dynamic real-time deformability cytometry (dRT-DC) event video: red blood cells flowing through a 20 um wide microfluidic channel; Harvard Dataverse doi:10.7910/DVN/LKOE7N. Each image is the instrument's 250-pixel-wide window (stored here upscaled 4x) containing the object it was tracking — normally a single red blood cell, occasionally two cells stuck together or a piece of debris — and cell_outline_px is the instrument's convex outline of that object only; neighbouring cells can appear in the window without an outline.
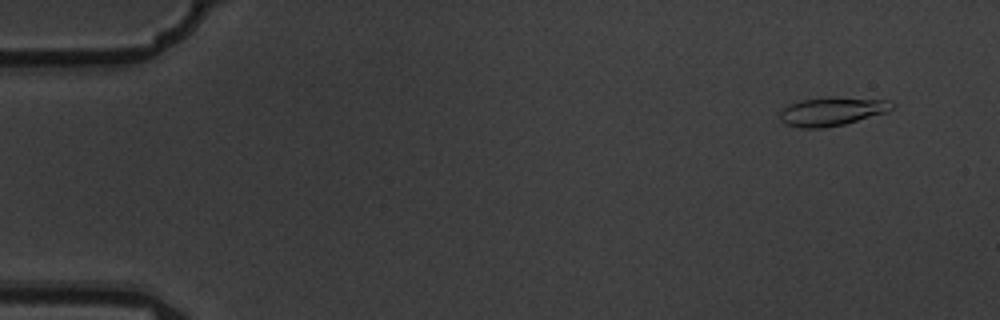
{"species": "common noctule bat (a hibernating species)", "species_latin": "Nyctalus noctula", "temperature_condition": "warm", "stored_images_in_passage": 9, "camera_frame_rate_fps": 3000, "um_per_image_px": 0.085, "animal": {"sex": "male", "body_mass_g": 19.5, "forearm_length_mm": 54.6}, "frame": {"image": 1, "passage_image": 1, "time_ms": 0.0, "image_size_px": [1000, 320], "cell_outline_px": [[896, 104], [888, 112], [844, 124], [824, 128], [800, 128], [784, 124], [780, 120], [780, 112], [788, 104], [800, 100], [824, 96], [836, 96], [892, 100]], "centroid_in_image_um": [70.74, 9.44], "position_along_channel_um": 14.3, "area_um2": 19.25}}
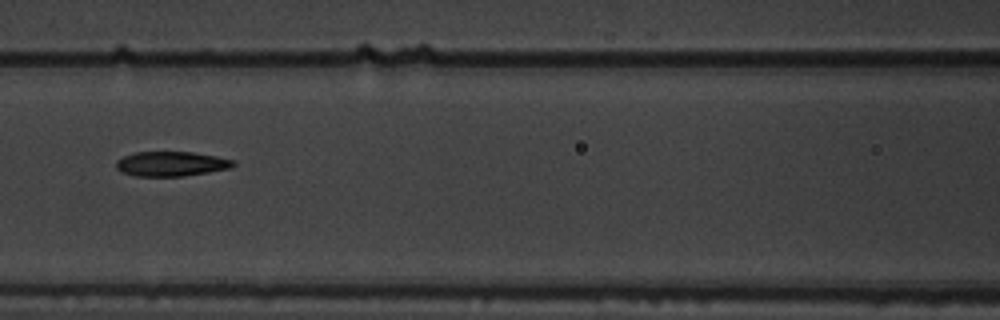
{"frame": {"image": 2, "passage_image": 7, "time_ms": 2.0, "image_size_px": [1000, 320], "cell_outline_px": [[236, 164], [232, 168], [184, 176], [136, 176], [120, 172], [116, 168], [116, 160], [124, 156], [136, 152], [192, 152], [216, 156], [236, 160]], "centroid_in_image_um": [14.57, 13.93], "position_along_channel_um": 152.0, "area_um2": 16.99}}
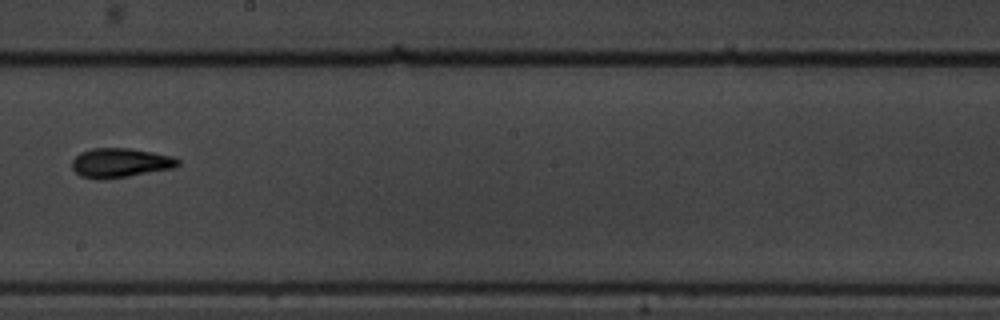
{"frame": {"image": 3, "passage_image": 9, "time_ms": 2.667, "image_size_px": [1000, 320], "cell_outline_px": [[180, 164], [176, 168], [128, 176], [80, 176], [72, 168], [72, 160], [80, 152], [92, 148], [132, 148], [172, 156], [180, 160]], "centroid_in_image_um": [10.29, 13.79], "position_along_channel_um": 237.9, "area_um2": 17.57}}